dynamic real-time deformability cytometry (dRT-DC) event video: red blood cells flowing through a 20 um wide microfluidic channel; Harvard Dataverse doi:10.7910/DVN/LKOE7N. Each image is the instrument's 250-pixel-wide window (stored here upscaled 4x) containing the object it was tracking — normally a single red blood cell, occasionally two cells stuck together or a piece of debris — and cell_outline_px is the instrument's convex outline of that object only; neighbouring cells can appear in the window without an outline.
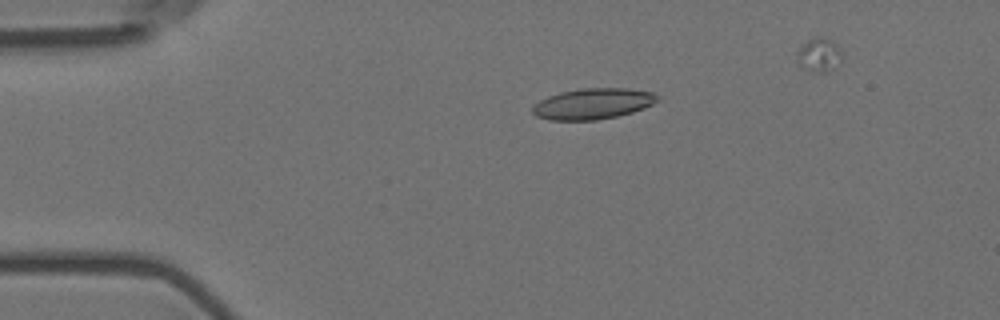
{"species": "Egyptian fruit bat (a non-hibernating species)", "species_latin": "Rousettus aegyptiacus", "temperature_condition": "room temperature", "stored_images_in_passage": 41, "camera_frame_rate_fps": 3000, "um_per_image_px": 0.085, "animal": {"sex": "female"}, "frame": {"image": 1, "passage_image": 2, "time_ms": 0.333, "image_size_px": [1000, 320], "cell_outline_px": [[660, 100], [644, 108], [632, 112], [616, 116], [596, 120], [548, 120], [536, 116], [532, 112], [532, 108], [540, 100], [548, 96], [560, 92], [580, 88], [628, 88], [652, 92], [660, 96]], "centroid_in_image_um": [50.41, 8.81], "position_along_channel_um": 34.6, "area_um2": 22.54}}
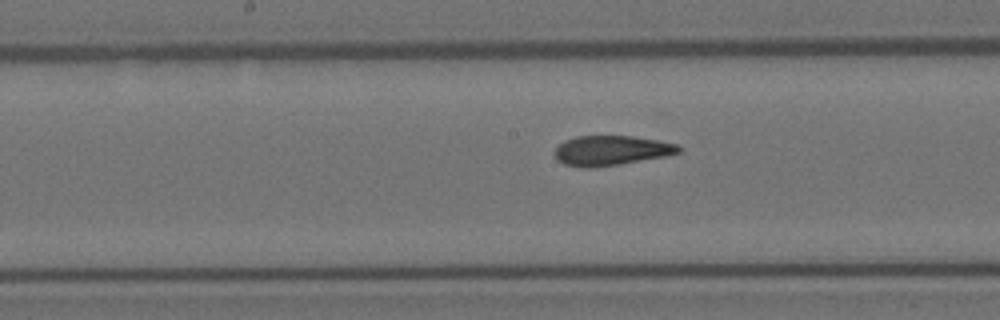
{"frame": {"image": 2, "passage_image": 19, "time_ms": 6.0, "image_size_px": [1000, 320], "cell_outline_px": [[684, 148], [680, 152], [664, 156], [616, 164], [588, 168], [564, 164], [556, 160], [556, 148], [564, 140], [576, 136], [632, 136], [656, 140], [676, 144]], "centroid_in_image_um": [51.94, 12.78], "position_along_channel_um": 196.3, "area_um2": 21.15}}
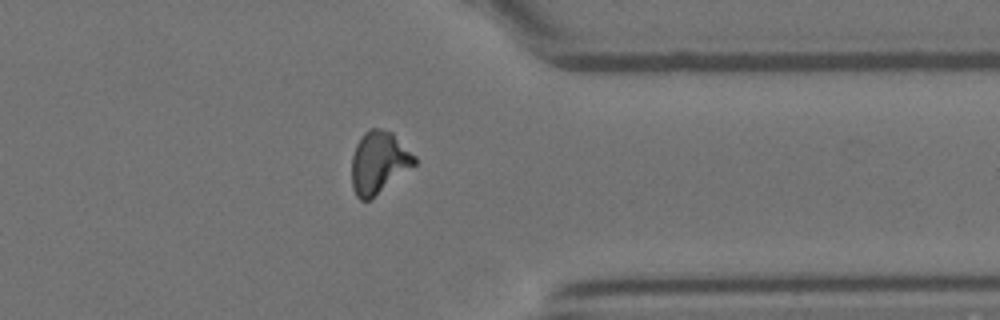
{"frame": {"image": 3, "passage_image": 35, "time_ms": 11.333, "image_size_px": [1000, 320], "cell_outline_px": [[416, 164], [372, 200], [360, 200], [356, 196], [352, 188], [352, 156], [356, 144], [360, 136], [368, 128], [380, 128], [392, 132], [416, 156]], "centroid_in_image_um": [32.19, 13.82], "position_along_channel_um": 379.2, "area_um2": 23.12}}